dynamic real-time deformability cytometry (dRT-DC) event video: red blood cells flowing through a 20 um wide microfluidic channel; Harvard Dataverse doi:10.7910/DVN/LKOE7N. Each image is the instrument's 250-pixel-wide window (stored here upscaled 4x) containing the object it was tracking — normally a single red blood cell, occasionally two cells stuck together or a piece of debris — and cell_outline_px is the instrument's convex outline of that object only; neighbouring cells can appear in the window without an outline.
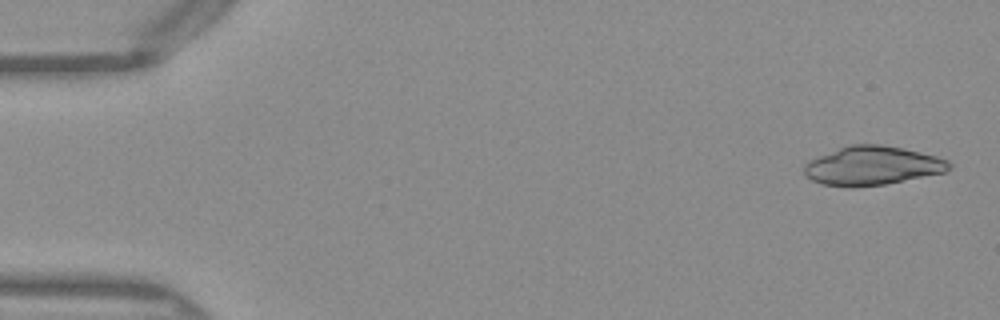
{"species": "Egyptian fruit bat (a non-hibernating species)", "species_latin": "Rousettus aegyptiacus", "temperature_condition": "warm", "stored_images_in_passage": 49, "camera_frame_rate_fps": 3000, "um_per_image_px": 0.085, "frame": {"image": 1, "passage_image": 2, "time_ms": 0.333, "image_size_px": [1000, 320], "cell_outline_px": [[952, 168], [944, 172], [884, 184], [852, 188], [848, 188], [820, 184], [804, 176], [804, 164], [808, 160], [840, 148], [852, 144], [880, 144], [900, 148], [936, 156], [948, 160], [952, 164]], "centroid_in_image_um": [74.1, 14.1], "position_along_channel_um": 10.9, "area_um2": 32.77}}